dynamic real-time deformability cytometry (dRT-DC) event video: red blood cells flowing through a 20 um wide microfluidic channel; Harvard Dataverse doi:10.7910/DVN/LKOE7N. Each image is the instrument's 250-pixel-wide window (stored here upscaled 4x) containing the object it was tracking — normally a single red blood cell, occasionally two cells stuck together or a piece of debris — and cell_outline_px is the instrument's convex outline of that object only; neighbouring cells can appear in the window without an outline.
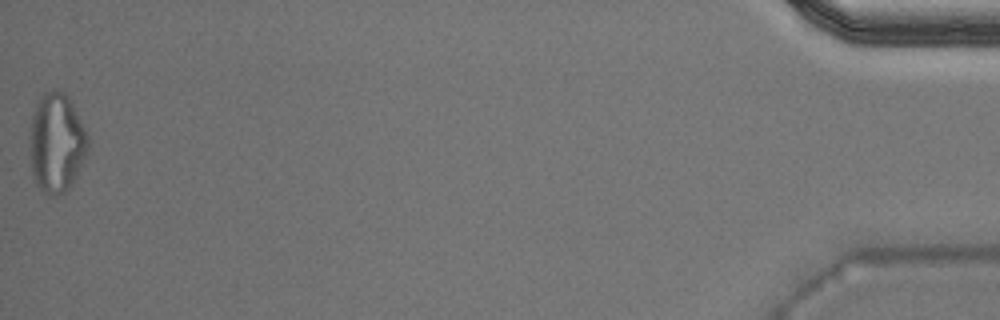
{"species": "Egyptian fruit bat (a non-hibernating species)", "species_latin": "Rousettus aegyptiacus", "temperature_condition": "warm", "stored_images_in_passage": 34, "segment_of_instrument_passage": [2, 2], "camera_frame_rate_fps": 3000, "um_per_image_px": 0.085, "animal": {"sex": "male"}, "frame": {"image": 1, "passage_image": 34, "time_ms": 11.0, "image_size_px": [1000, 320], "cell_outline_px": [[88, 152], [72, 184], [64, 192], [56, 196], [48, 196], [36, 184], [32, 172], [28, 144], [28, 132], [32, 116], [36, 104], [40, 96], [44, 92], [56, 88], [64, 92], [72, 104], [88, 136]], "centroid_in_image_um": [4.77, 12.14], "position_along_channel_um": 430.4, "area_um2": 34.1}}